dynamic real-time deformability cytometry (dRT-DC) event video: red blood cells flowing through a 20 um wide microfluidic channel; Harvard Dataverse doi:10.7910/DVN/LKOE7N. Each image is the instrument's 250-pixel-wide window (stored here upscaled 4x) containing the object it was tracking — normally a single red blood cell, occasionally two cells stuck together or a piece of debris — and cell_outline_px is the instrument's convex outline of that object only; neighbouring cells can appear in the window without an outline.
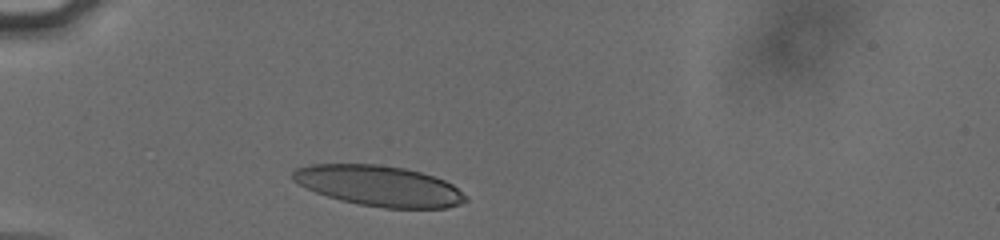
{"species": "human", "species_latin": "Homo sapiens", "temperature_condition": "cold", "stored_images_in_passage": 30, "camera_frame_rate_fps": 3000, "um_per_image_px": 0.085, "donor": {"sex": "male"}, "frame": {"image": 1, "passage_image": 1, "time_ms": 0.0, "image_size_px": [1000, 240], "cell_outline_px": [[468, 200], [460, 204], [448, 208], [384, 208], [360, 204], [340, 200], [316, 192], [292, 180], [292, 172], [296, 168], [312, 164], [376, 164], [404, 168], [420, 172], [444, 180], [452, 184]], "centroid_in_image_um": [32.21, 15.8], "position_along_channel_um": 52.8, "area_um2": 40.46}}
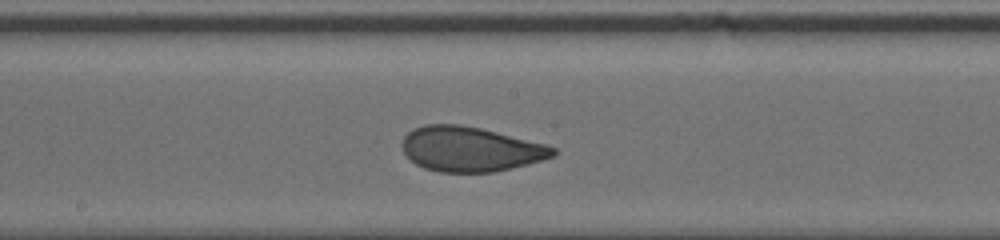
{"frame": {"image": 2, "passage_image": 15, "time_ms": 4.667, "image_size_px": [1000, 240], "cell_outline_px": [[560, 152], [556, 156], [528, 164], [512, 168], [492, 172], [440, 172], [424, 168], [416, 164], [404, 152], [400, 144], [404, 136], [408, 132], [424, 124], [460, 124], [480, 128], [548, 144], [556, 148]], "centroid_in_image_um": [40.02, 12.67], "position_along_channel_um": 208.2, "area_um2": 39.65}}
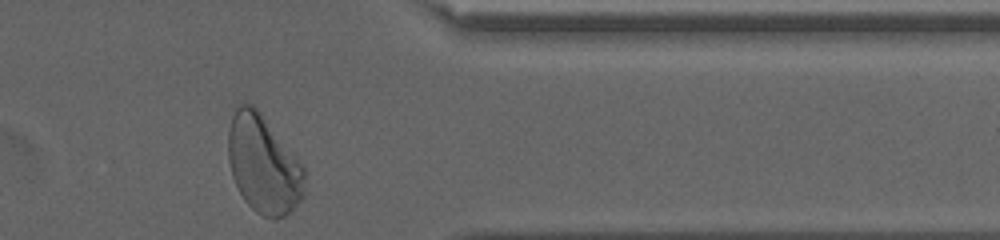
{"frame": {"image": 3, "passage_image": 30, "time_ms": 9.667, "image_size_px": [1000, 240], "cell_outline_px": [[304, 196], [292, 212], [276, 220], [272, 220], [256, 212], [244, 200], [232, 176], [228, 160], [228, 132], [232, 116], [236, 108], [240, 104], [252, 104], [260, 112], [296, 156], [304, 168]], "centroid_in_image_um": [22.4, 14.01], "position_along_channel_um": 389.0, "area_um2": 43.64}, "authors_computed_cell_mechanics": {"area_um2": 40.171, "velocity_mm_per_s": 3.8129, "shape_relaxation_time_tau1_ms": 4.4568, "shape_relaxation_time_tau2_ms": 0.726, "deformation_change_tau1": 0.1768, "deformation_change_tau2": 0.0619}}